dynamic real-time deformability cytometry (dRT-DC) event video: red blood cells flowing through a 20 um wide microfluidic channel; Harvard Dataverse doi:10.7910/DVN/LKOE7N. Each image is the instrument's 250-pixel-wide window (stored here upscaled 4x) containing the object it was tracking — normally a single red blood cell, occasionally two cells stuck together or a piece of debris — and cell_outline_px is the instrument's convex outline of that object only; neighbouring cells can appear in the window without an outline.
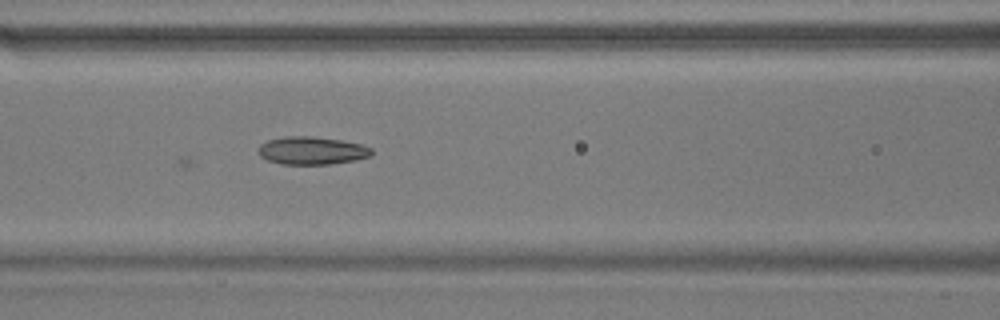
{"species": "common noctule bat (a hibernating species)", "species_latin": "Nyctalus noctula", "temperature_condition": "warm", "stored_images_in_passage": 13, "camera_frame_rate_fps": 3000, "um_per_image_px": 0.085, "animal": {"sex": "male", "body_mass_g": 17.9}, "frame": {"image": 1, "passage_image": 13, "time_ms": 4.0, "image_size_px": [1000, 320], "cell_outline_px": [[372, 156], [356, 160], [332, 164], [284, 164], [268, 160], [260, 156], [260, 144], [268, 140], [284, 136], [312, 136], [340, 140], [360, 144], [372, 148]], "centroid_in_image_um": [26.54, 12.8], "position_along_channel_um": 140.1, "area_um2": 18.32}}